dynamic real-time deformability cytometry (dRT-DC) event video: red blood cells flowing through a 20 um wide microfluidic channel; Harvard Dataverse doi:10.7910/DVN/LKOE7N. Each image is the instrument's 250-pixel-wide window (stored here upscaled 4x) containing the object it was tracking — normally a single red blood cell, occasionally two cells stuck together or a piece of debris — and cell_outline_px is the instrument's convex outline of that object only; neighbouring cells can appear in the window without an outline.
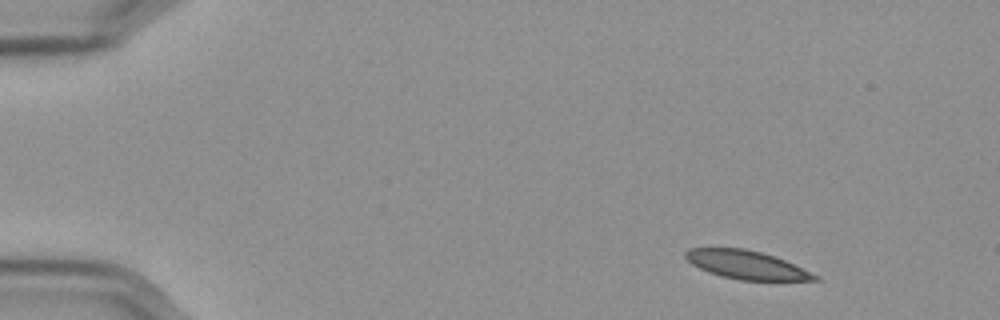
{"species": "Egyptian fruit bat (a non-hibernating species)", "species_latin": "Rousettus aegyptiacus", "temperature_condition": "cold", "stored_images_in_passage": 51, "camera_frame_rate_fps": 3000, "um_per_image_px": 0.085, "frame": {"image": 1, "passage_image": 1, "time_ms": 0.0, "image_size_px": [1000, 320], "cell_outline_px": [[820, 280], [740, 280], [720, 276], [708, 272], [692, 264], [684, 256], [684, 252], [688, 248], [744, 248], [760, 252], [784, 260], [820, 276]], "centroid_in_image_um": [63.42, 22.51], "position_along_channel_um": 21.6, "area_um2": 21.21}}
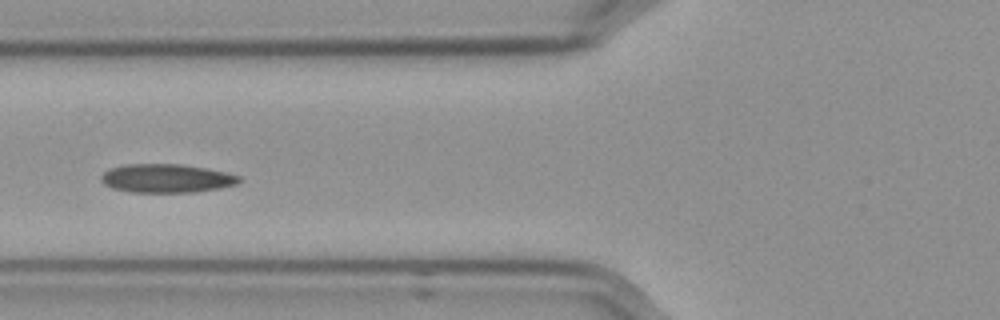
{"frame": {"image": 2, "passage_image": 17, "time_ms": 5.333, "image_size_px": [1000, 320], "cell_outline_px": [[240, 180], [236, 184], [220, 188], [196, 192], [132, 192], [112, 188], [104, 184], [100, 180], [100, 176], [104, 172], [112, 168], [124, 164], [180, 164], [228, 172], [240, 176]], "centroid_in_image_um": [14.15, 15.16], "position_along_channel_um": 111.7, "area_um2": 23.0}}
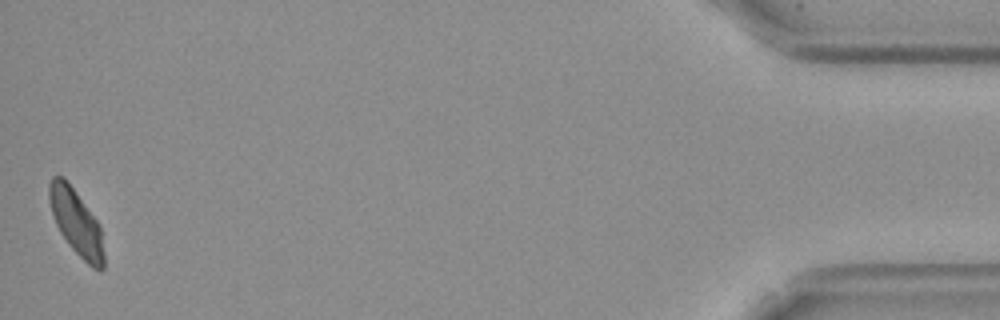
{"frame": {"image": 3, "passage_image": 51, "time_ms": 16.667, "image_size_px": [1000, 320], "cell_outline_px": [[104, 268], [100, 272], [92, 268], [68, 244], [60, 232], [56, 224], [48, 200], [48, 184], [52, 176], [64, 176], [76, 192], [96, 220], [100, 228], [104, 252]], "centroid_in_image_um": [6.47, 18.9], "position_along_channel_um": 428.7, "area_um2": 20.81}, "authors_computed_cell_mechanics": {"area_um2": 22.542, "velocity_mm_per_s": 3.5511, "shape_relaxation_time_tau1_ms": null, "shape_relaxation_time_tau2_ms": 3.8816, "deformation_change_tau1": null, "deformation_change_tau2": 0.0804}}